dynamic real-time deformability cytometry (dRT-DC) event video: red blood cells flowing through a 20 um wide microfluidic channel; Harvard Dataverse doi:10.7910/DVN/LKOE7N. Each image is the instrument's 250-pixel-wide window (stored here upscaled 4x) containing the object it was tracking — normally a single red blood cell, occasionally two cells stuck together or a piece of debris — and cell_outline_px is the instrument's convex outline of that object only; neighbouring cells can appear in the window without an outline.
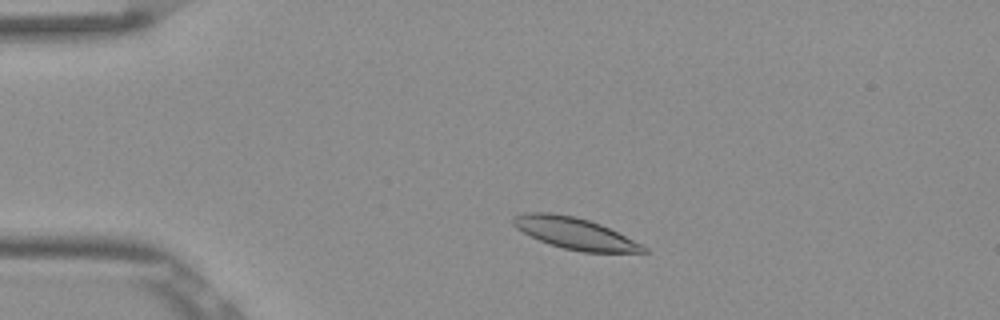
{"species": "Egyptian fruit bat (a non-hibernating species)", "species_latin": "Rousettus aegyptiacus", "temperature_condition": "room temperature", "stored_images_in_passage": 49, "camera_frame_rate_fps": 3000, "um_per_image_px": 0.085, "frame": {"image": 1, "passage_image": 7, "time_ms": 2.0, "image_size_px": [1000, 320], "cell_outline_px": [[648, 252], [580, 252], [564, 248], [540, 240], [516, 228], [512, 224], [512, 216], [524, 212], [548, 212], [572, 216], [588, 220], [600, 224], [648, 248]], "centroid_in_image_um": [48.81, 19.82], "position_along_channel_um": 36.2, "area_um2": 23.41}}
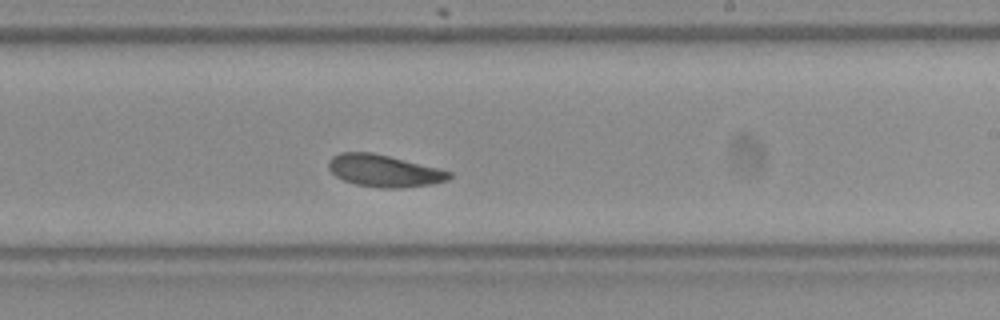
{"frame": {"image": 2, "passage_image": 28, "time_ms": 9.0, "image_size_px": [1000, 320], "cell_outline_px": [[452, 176], [448, 180], [432, 184], [400, 188], [380, 188], [356, 184], [344, 180], [336, 176], [328, 168], [328, 160], [332, 156], [340, 152], [372, 152], [440, 168], [452, 172]], "centroid_in_image_um": [32.65, 14.51], "position_along_channel_um": 256.3, "area_um2": 22.66}}
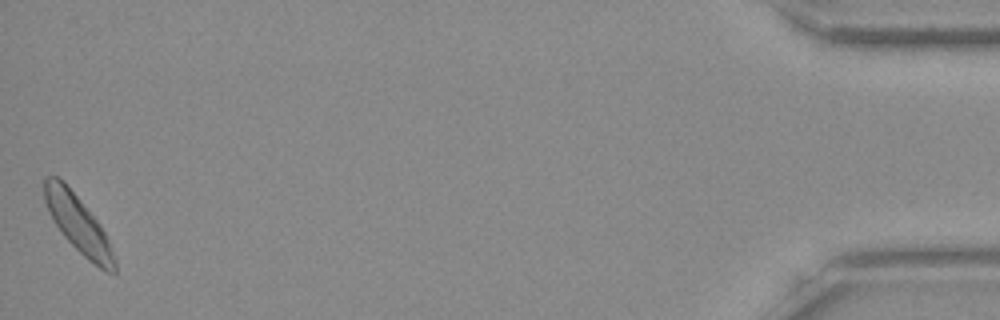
{"frame": {"image": 3, "passage_image": 49, "time_ms": 16.0, "image_size_px": [1000, 320], "cell_outline_px": [[116, 272], [108, 272], [100, 268], [88, 260], [64, 236], [52, 220], [48, 212], [44, 200], [44, 176], [56, 176], [64, 180], [100, 224], [108, 240], [116, 260]], "centroid_in_image_um": [6.62, 19.01], "position_along_channel_um": 428.6, "area_um2": 23.24}, "authors_computed_cell_mechanics": {"area_um2": 22.831, "velocity_mm_per_s": 3.7621, "shape_relaxation_time_tau1_ms": 4.9935, "shape_relaxation_time_tau2_ms": 6.9302, "deformation_change_tau1": 0.1254, "deformation_change_tau2": 0.1346}}